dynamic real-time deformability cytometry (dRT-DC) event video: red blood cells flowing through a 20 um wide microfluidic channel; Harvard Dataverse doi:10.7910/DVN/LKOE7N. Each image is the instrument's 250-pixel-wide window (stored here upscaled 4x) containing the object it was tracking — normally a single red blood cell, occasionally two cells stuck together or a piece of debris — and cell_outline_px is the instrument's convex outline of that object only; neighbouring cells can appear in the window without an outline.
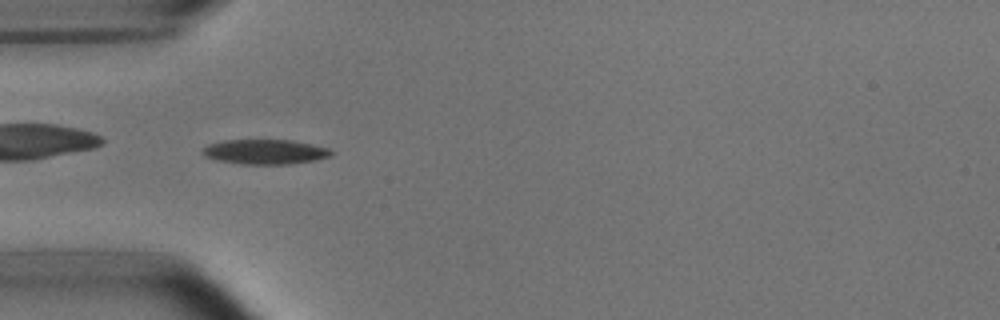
{"species": "common noctule bat (a hibernating species)", "species_latin": "Nyctalus noctula", "temperature_condition": "room temperature", "stored_images_in_passage": 38, "camera_frame_rate_fps": 3000, "um_per_image_px": 0.085, "animal": {"sex": "male", "body_mass_g": 15.6}, "frame": {"image": 1, "passage_image": 1, "time_ms": 0.0, "image_size_px": [1000, 320], "cell_outline_px": [[332, 156], [316, 160], [292, 164], [240, 164], [216, 160], [204, 156], [200, 152], [208, 144], [224, 140], [292, 140], [312, 144], [328, 148], [332, 152]], "centroid_in_image_um": [22.52, 12.91], "position_along_channel_um": 62.5, "area_um2": 18.73}}
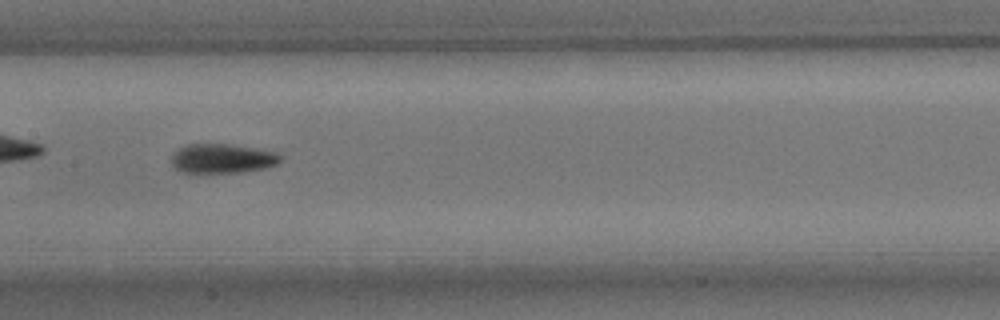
{"frame": {"image": 2, "passage_image": 11, "time_ms": 3.333, "image_size_px": [1000, 320], "cell_outline_px": [[284, 160], [280, 164], [268, 168], [244, 172], [180, 172], [172, 164], [172, 156], [180, 148], [188, 144], [232, 144], [280, 152], [284, 156]], "centroid_in_image_um": [19.05, 13.47], "position_along_channel_um": 188.4, "area_um2": 19.02}}
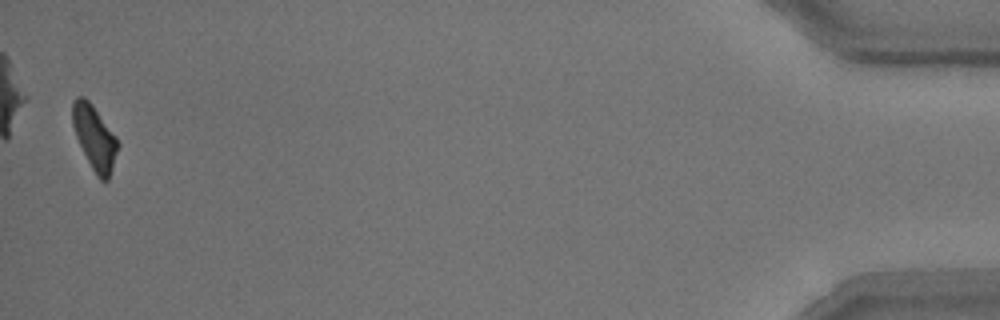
{"frame": {"image": 3, "passage_image": 37, "time_ms": 12.0, "image_size_px": [1000, 320], "cell_outline_px": [[120, 144], [108, 180], [100, 180], [96, 176], [76, 136], [72, 124], [72, 100], [76, 96], [84, 96], [92, 104], [116, 136]], "centroid_in_image_um": [8.04, 11.66], "position_along_channel_um": 427.2, "area_um2": 16.88}, "authors_computed_cell_mechanics": {"area_um2": 17.9758, "velocity_mm_per_s": 3.788, "shape_relaxation_time_tau1_ms": 2.934, "shape_relaxation_time_tau2_ms": 5.1294, "deformation_change_tau1": 0.1271, "deformation_change_tau2": 0.1197}}